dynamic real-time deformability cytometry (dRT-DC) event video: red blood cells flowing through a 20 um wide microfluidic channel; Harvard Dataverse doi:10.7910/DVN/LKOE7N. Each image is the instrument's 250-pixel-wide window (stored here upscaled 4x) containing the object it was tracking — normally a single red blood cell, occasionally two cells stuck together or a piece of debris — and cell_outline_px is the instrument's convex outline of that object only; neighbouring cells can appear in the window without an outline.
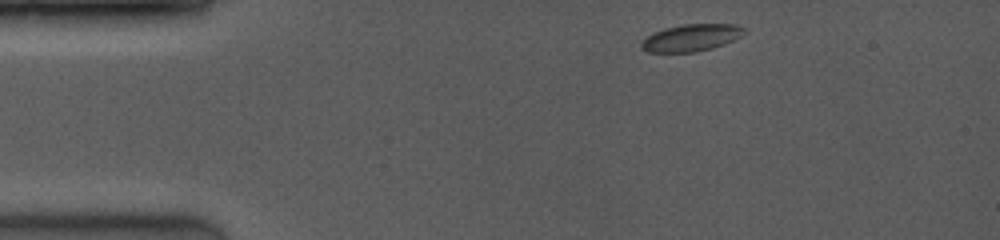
{"species": "common noctule bat (a hibernating species)", "species_latin": "Nyctalus noctula", "temperature_condition": "room temperature", "stored_images_in_passage": 6, "camera_frame_rate_fps": 4000, "um_per_image_px": 0.085, "animal": {"sex": "female", "body_mass_g": 19.0, "forearm_length_mm": 53.3}, "frame": {"image": 1, "passage_image": 1, "time_ms": 0.0, "image_size_px": [1000, 240], "cell_outline_px": [[748, 32], [724, 44], [712, 48], [696, 52], [648, 52], [640, 48], [640, 44], [652, 32], [664, 28], [684, 24], [736, 24], [744, 28]], "centroid_in_image_um": [58.75, 3.2], "position_along_channel_um": 26.2, "area_um2": 16.24}}
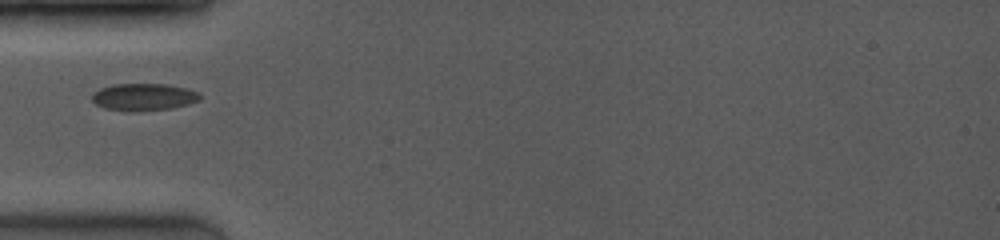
{"frame": {"image": 2, "passage_image": 4, "time_ms": 0.75, "image_size_px": [1000, 240], "cell_outline_px": [[200, 100], [188, 104], [172, 108], [136, 112], [128, 112], [104, 108], [96, 104], [92, 100], [92, 92], [100, 88], [116, 84], [164, 84], [184, 88], [196, 92], [200, 96]], "centroid_in_image_um": [12.16, 8.26], "position_along_channel_um": 72.8, "area_um2": 17.11}}
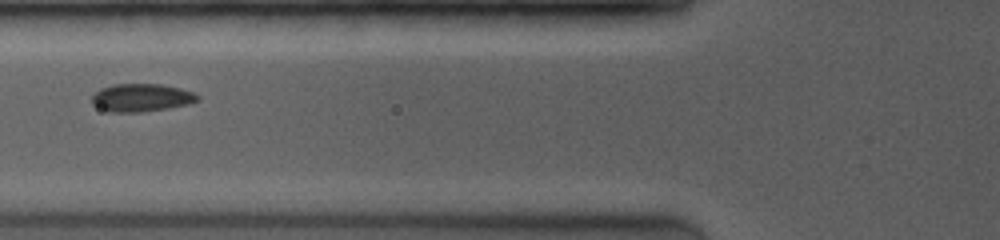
{"frame": {"image": 3, "passage_image": 5, "time_ms": 1.0, "image_size_px": [1000, 240], "cell_outline_px": [[200, 100], [188, 104], [168, 108], [140, 112], [108, 112], [92, 104], [92, 96], [100, 88], [116, 84], [160, 84], [180, 88], [192, 92], [200, 96]], "centroid_in_image_um": [12.02, 8.3], "position_along_channel_um": 113.8, "area_um2": 17.17}}